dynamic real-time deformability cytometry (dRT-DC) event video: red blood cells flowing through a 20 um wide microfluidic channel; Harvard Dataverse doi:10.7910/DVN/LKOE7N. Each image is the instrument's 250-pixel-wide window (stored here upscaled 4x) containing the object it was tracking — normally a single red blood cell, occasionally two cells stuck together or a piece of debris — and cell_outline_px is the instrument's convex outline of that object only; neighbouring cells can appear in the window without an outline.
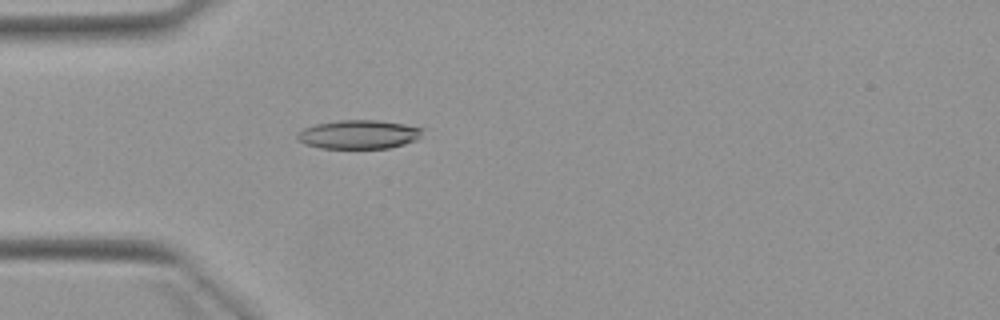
{"species": "Egyptian fruit bat (a non-hibernating species)", "species_latin": "Rousettus aegyptiacus", "temperature_condition": "warm", "stored_images_in_passage": 4, "camera_frame_rate_fps": 3000, "um_per_image_px": 0.085, "animal": {"sex": "female"}, "frame": {"image": 1, "passage_image": 4, "time_ms": 4.0, "image_size_px": [1000, 320], "cell_outline_px": [[424, 128], [420, 136], [416, 140], [404, 144], [388, 148], [320, 148], [304, 144], [296, 136], [304, 128], [316, 124], [340, 120], [376, 120], [404, 124]], "centroid_in_image_um": [30.51, 11.43], "position_along_channel_um": 54.5, "area_um2": 20.87}}